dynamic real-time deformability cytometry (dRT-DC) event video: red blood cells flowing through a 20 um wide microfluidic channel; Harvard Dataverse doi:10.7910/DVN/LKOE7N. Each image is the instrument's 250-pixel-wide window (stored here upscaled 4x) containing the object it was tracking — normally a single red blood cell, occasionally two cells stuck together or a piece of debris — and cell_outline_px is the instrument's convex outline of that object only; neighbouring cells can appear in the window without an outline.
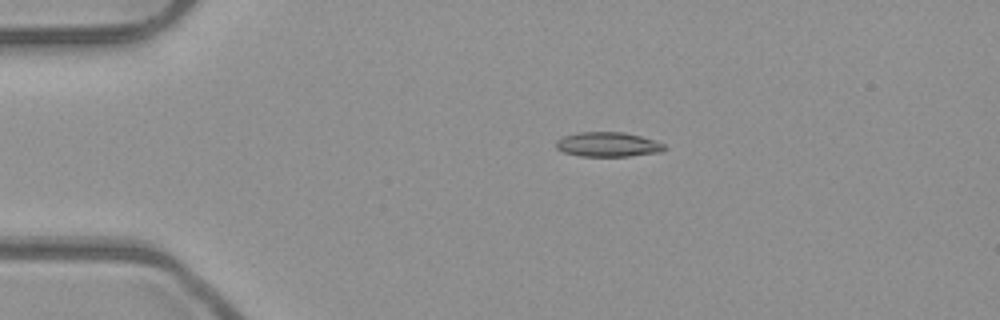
{"species": "common noctule bat (a hibernating species)", "species_latin": "Nyctalus noctula", "temperature_condition": "room temperature", "stored_images_in_passage": 7, "camera_frame_rate_fps": 3000, "um_per_image_px": 0.085, "animal": {"sex": "male", "body_mass_g": 23.1, "forearm_length_mm": 52.7}, "frame": {"image": 1, "passage_image": 4, "time_ms": 1.0, "image_size_px": [1000, 320], "cell_outline_px": [[664, 148], [660, 152], [628, 156], [580, 156], [564, 152], [556, 148], [556, 140], [564, 136], [576, 132], [624, 132], [640, 136], [664, 144]], "centroid_in_image_um": [51.62, 12.27], "position_along_channel_um": 33.4, "area_um2": 15.37}}
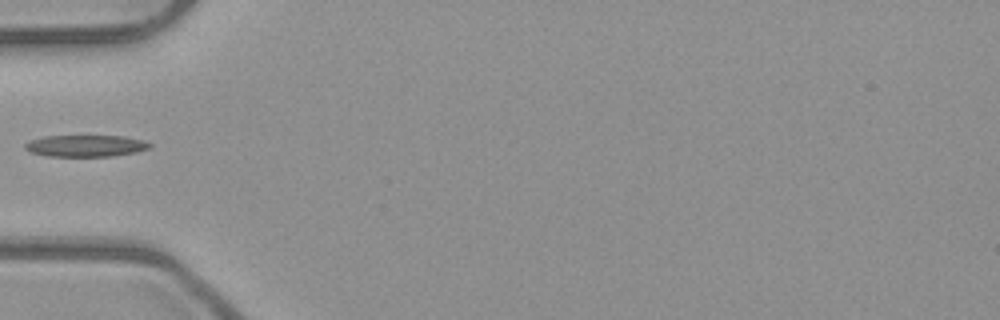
{"frame": {"image": 2, "passage_image": 6, "time_ms": 1.667, "image_size_px": [1000, 320], "cell_outline_px": [[152, 144], [148, 148], [136, 152], [112, 156], [48, 156], [28, 152], [24, 148], [24, 144], [32, 140], [44, 136], [124, 136], [144, 140]], "centroid_in_image_um": [7.27, 12.39], "position_along_channel_um": 77.7, "area_um2": 15.72}}
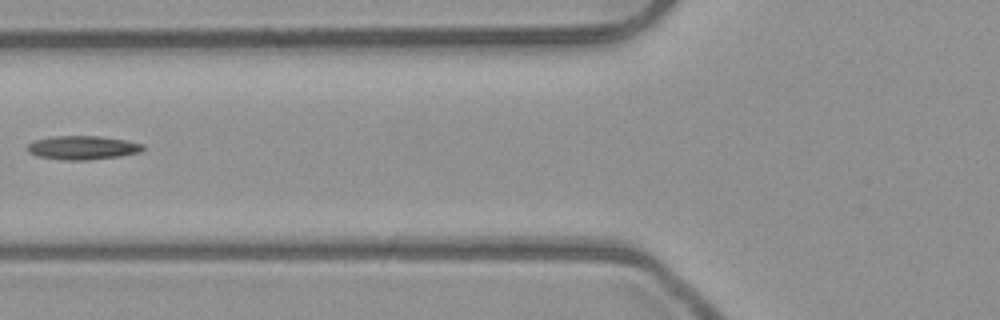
{"frame": {"image": 3, "passage_image": 7, "time_ms": 2.0, "image_size_px": [1000, 320], "cell_outline_px": [[144, 148], [140, 152], [120, 156], [88, 160], [64, 160], [36, 156], [28, 152], [28, 144], [36, 140], [52, 136], [100, 136], [128, 140], [144, 144]], "centroid_in_image_um": [7.05, 12.55], "position_along_channel_um": 118.8, "area_um2": 16.07}}